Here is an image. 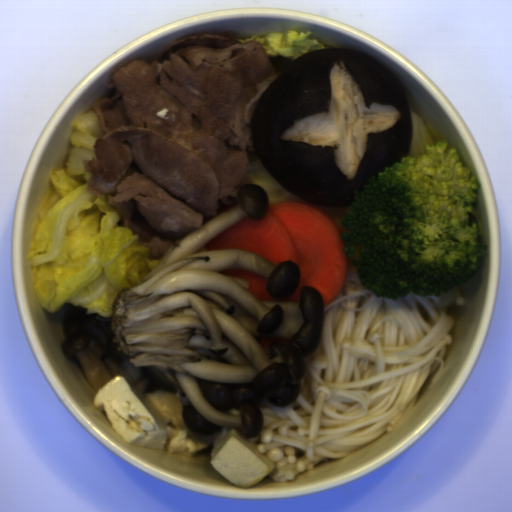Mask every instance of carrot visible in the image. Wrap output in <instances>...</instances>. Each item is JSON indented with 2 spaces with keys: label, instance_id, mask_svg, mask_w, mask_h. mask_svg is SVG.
<instances>
[{
  "label": "carrot",
  "instance_id": "obj_1",
  "mask_svg": "<svg viewBox=\"0 0 512 512\" xmlns=\"http://www.w3.org/2000/svg\"><path fill=\"white\" fill-rule=\"evenodd\" d=\"M340 230L331 216L297 201L269 205L261 221L244 218L216 236L206 251H251L276 267L292 261L300 269L297 289L286 299H274L266 290V278L243 268L222 270L225 276L247 280L250 294L263 302L299 303L302 286L317 290L324 307L342 292L346 278V256Z\"/></svg>",
  "mask_w": 512,
  "mask_h": 512
},
{
  "label": "carrot",
  "instance_id": "obj_2",
  "mask_svg": "<svg viewBox=\"0 0 512 512\" xmlns=\"http://www.w3.org/2000/svg\"><path fill=\"white\" fill-rule=\"evenodd\" d=\"M272 342L290 343V340H283L280 338H262L260 339V345L264 349H268Z\"/></svg>",
  "mask_w": 512,
  "mask_h": 512
}]
</instances>
